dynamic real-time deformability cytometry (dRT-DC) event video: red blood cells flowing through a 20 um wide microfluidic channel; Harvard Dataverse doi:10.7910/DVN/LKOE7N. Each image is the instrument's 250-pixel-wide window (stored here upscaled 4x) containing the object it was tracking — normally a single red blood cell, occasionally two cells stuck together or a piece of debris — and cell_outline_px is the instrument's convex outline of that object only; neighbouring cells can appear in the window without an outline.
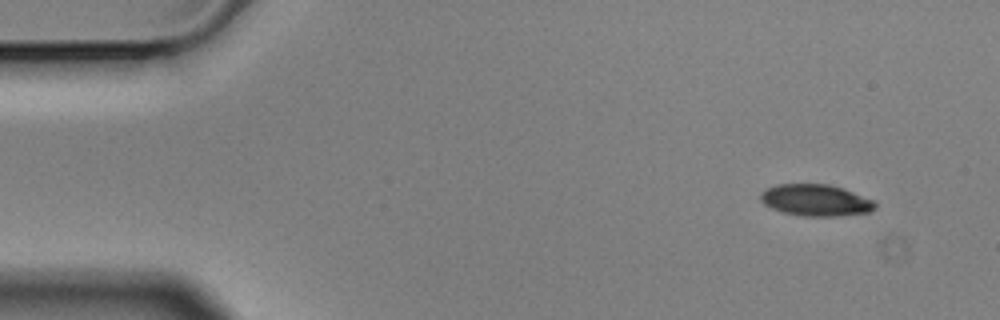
{"species": "Egyptian fruit bat (a non-hibernating species)", "species_latin": "Rousettus aegyptiacus", "temperature_condition": "cold", "stored_images_in_passage": 4, "camera_frame_rate_fps": 3000, "um_per_image_px": 0.085, "animal": {"sex": "male"}, "frame": {"image": 1, "passage_image": 1, "time_ms": 0.0, "image_size_px": [1000, 320], "cell_outline_px": [[876, 208], [868, 212], [836, 216], [804, 216], [784, 212], [772, 208], [764, 204], [760, 200], [760, 192], [776, 184], [828, 184], [844, 188], [876, 200]], "centroid_in_image_um": [69.36, 17.01], "position_along_channel_um": 15.6, "area_um2": 21.21}}
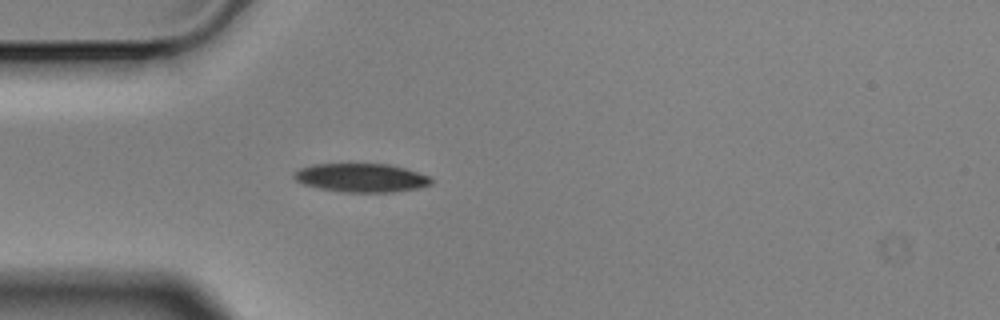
{"frame": {"image": 2, "passage_image": 4, "time_ms": 1.0, "image_size_px": [1000, 320], "cell_outline_px": [[432, 184], [420, 188], [392, 192], [344, 192], [320, 188], [304, 184], [296, 180], [292, 176], [292, 172], [300, 168], [312, 164], [388, 164], [404, 168], [428, 176], [432, 180]], "centroid_in_image_um": [30.68, 15.11], "position_along_channel_um": 54.3, "area_um2": 22.83}}